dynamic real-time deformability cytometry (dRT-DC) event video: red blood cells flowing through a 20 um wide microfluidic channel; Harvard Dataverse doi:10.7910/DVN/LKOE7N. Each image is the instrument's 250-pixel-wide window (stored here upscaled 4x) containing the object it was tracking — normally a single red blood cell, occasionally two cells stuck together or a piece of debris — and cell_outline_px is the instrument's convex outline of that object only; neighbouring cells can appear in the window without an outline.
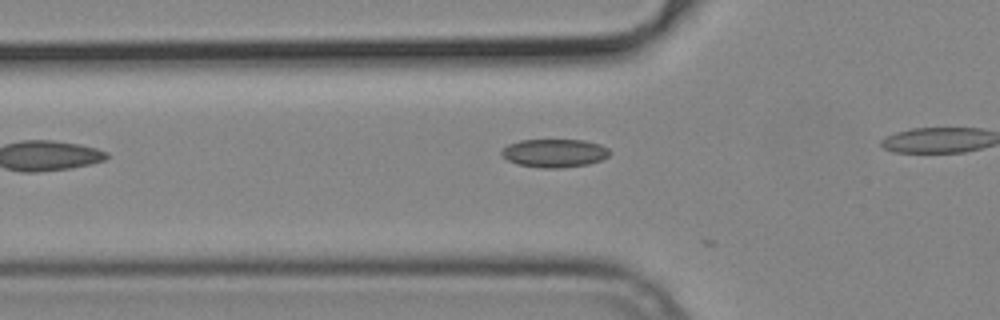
{"species": "common noctule bat (a hibernating species)", "species_latin": "Nyctalus noctula", "temperature_condition": "cold", "stored_images_in_passage": 6, "camera_frame_rate_fps": 3000, "um_per_image_px": 0.085, "animal": {"sex": "male", "body_mass_g": 19.2, "forearm_length_mm": 51.8}, "frame": {"image": 1, "passage_image": 2, "time_ms": 0.333, "image_size_px": [1000, 320], "cell_outline_px": [[612, 152], [608, 156], [600, 160], [588, 164], [560, 168], [540, 168], [516, 164], [508, 160], [500, 152], [508, 144], [520, 140], [584, 140], [600, 144], [608, 148]], "centroid_in_image_um": [47.14, 13.01], "position_along_channel_um": 78.7, "area_um2": 17.86}}